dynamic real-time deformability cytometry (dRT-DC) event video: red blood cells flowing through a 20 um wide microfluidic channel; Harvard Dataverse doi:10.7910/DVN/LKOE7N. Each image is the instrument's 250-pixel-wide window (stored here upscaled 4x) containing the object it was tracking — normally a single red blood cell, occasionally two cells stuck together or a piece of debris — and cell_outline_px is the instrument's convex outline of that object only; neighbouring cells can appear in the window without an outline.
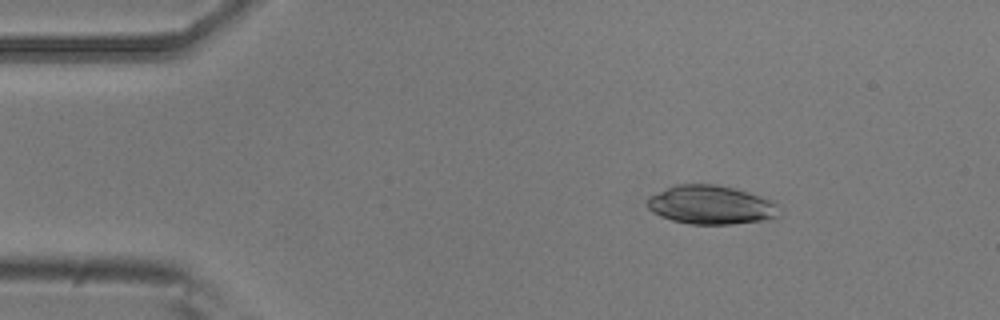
{"species": "common noctule bat (a hibernating species)", "species_latin": "Nyctalus noctula", "temperature_condition": "room temperature", "stored_images_in_passage": 5, "camera_frame_rate_fps": 3000, "um_per_image_px": 0.085, "animal": {"sex": "male", "body_mass_g": 20.5, "forearm_length_mm": 52.5}, "frame": {"image": 1, "passage_image": 3, "time_ms": 0.667, "image_size_px": [1000, 320], "cell_outline_px": [[780, 216], [772, 220], [732, 224], [688, 224], [672, 220], [660, 216], [652, 212], [648, 208], [648, 196], [676, 184], [716, 184], [736, 188], [776, 200], [780, 204]], "centroid_in_image_um": [60.53, 17.42], "position_along_channel_um": 24.5, "area_um2": 30.58}}
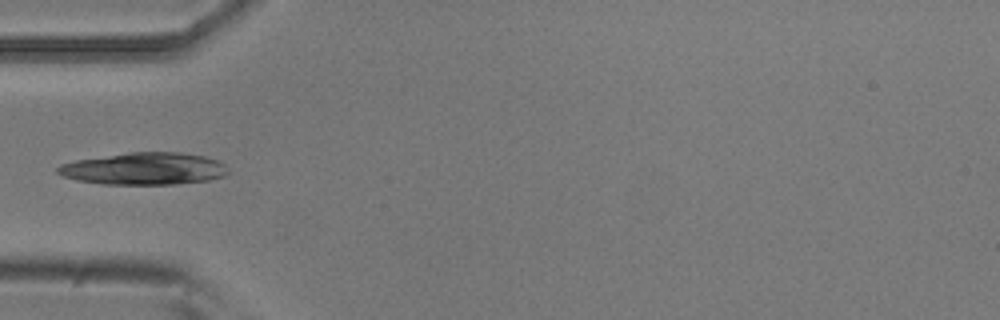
{"frame": {"image": 2, "passage_image": 5, "time_ms": 1.333, "image_size_px": [1000, 320], "cell_outline_px": [[228, 172], [224, 176], [208, 180], [176, 184], [104, 184], [76, 180], [64, 176], [56, 172], [56, 168], [60, 164], [76, 160], [128, 152], [180, 152], [204, 156], [216, 160], [224, 164]], "centroid_in_image_um": [12.23, 14.33], "position_along_channel_um": 72.8, "area_um2": 31.85}}